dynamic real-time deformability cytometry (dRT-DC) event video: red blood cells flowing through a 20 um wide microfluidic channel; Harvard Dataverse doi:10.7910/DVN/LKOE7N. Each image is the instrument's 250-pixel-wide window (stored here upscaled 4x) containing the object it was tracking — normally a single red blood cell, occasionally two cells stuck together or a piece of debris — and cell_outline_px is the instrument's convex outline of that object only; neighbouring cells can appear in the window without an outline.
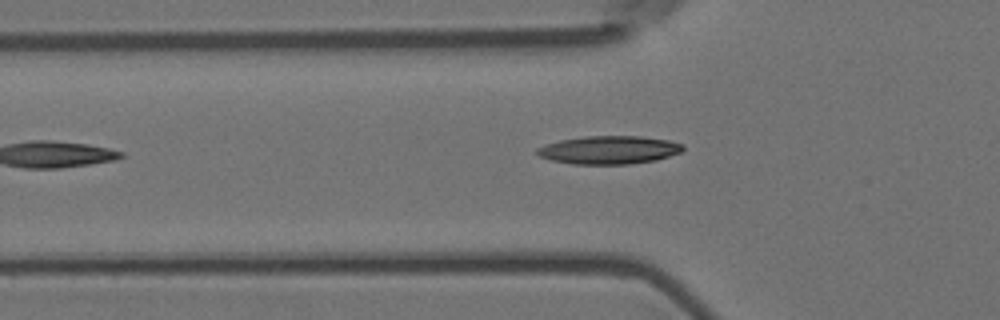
{"species": "Egyptian fruit bat (a non-hibernating species)", "species_latin": "Rousettus aegyptiacus", "temperature_condition": "room temperature", "stored_images_in_passage": 12, "camera_frame_rate_fps": 3000, "um_per_image_px": 0.085, "animal": {"sex": "female"}, "frame": {"image": 1, "passage_image": 2, "time_ms": 0.333, "image_size_px": [1000, 320], "cell_outline_px": [[684, 148], [680, 152], [656, 160], [628, 164], [572, 164], [552, 160], [540, 156], [536, 152], [536, 148], [560, 140], [584, 136], [640, 136], [668, 140], [684, 144]], "centroid_in_image_um": [51.78, 12.74], "position_along_channel_um": 74.0, "area_um2": 23.81}}
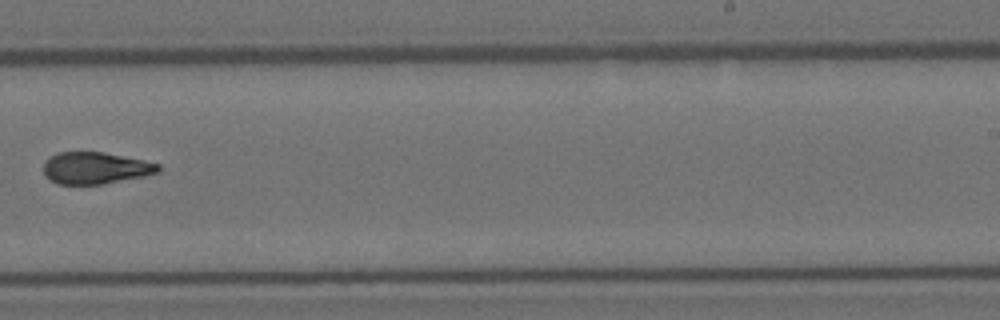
{"frame": {"image": 2, "passage_image": 7, "time_ms": 2.0, "image_size_px": [1000, 320], "cell_outline_px": [[160, 172], [144, 176], [104, 184], [56, 184], [44, 176], [44, 160], [60, 152], [104, 152], [144, 160], [160, 164]], "centroid_in_image_um": [8.11, 14.29], "position_along_channel_um": 280.9, "area_um2": 21.39}}
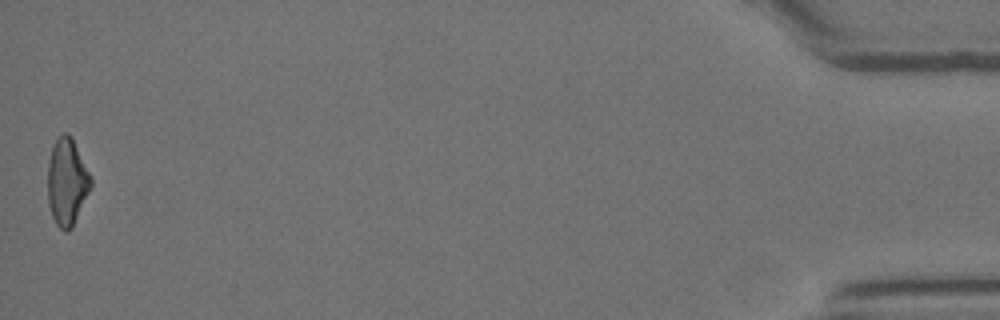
{"frame": {"image": 3, "passage_image": 12, "time_ms": 3.667, "image_size_px": [1000, 320], "cell_outline_px": [[92, 184], [72, 228], [68, 232], [64, 232], [56, 224], [52, 216], [48, 204], [48, 164], [52, 144], [64, 132], [68, 132], [72, 136], [92, 176]], "centroid_in_image_um": [5.7, 15.44], "position_along_channel_um": 429.5, "area_um2": 22.08}}